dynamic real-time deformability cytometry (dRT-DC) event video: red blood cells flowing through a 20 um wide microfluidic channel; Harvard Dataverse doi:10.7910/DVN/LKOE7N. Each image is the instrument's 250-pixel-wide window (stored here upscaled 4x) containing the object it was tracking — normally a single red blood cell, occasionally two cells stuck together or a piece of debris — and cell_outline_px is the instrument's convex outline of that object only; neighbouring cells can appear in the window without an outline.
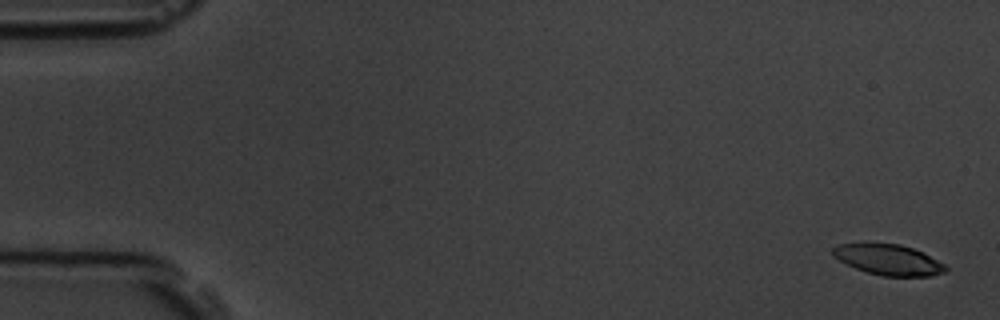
{"species": "common noctule bat (a hibernating species)", "species_latin": "Nyctalus noctula", "temperature_condition": "room temperature", "stored_images_in_passage": 5, "camera_frame_rate_fps": 3000, "um_per_image_px": 0.085, "animal": {"sex": "male", "body_mass_g": 19.5, "forearm_length_mm": 54.6}, "frame": {"image": 1, "passage_image": 1, "time_ms": 0.0, "image_size_px": [1000, 320], "cell_outline_px": [[948, 272], [932, 276], [884, 276], [868, 272], [856, 268], [832, 256], [832, 248], [836, 244], [900, 244], [924, 252], [944, 264], [948, 268]], "centroid_in_image_um": [75.57, 22.08], "position_along_channel_um": 9.4, "area_um2": 20.0}}
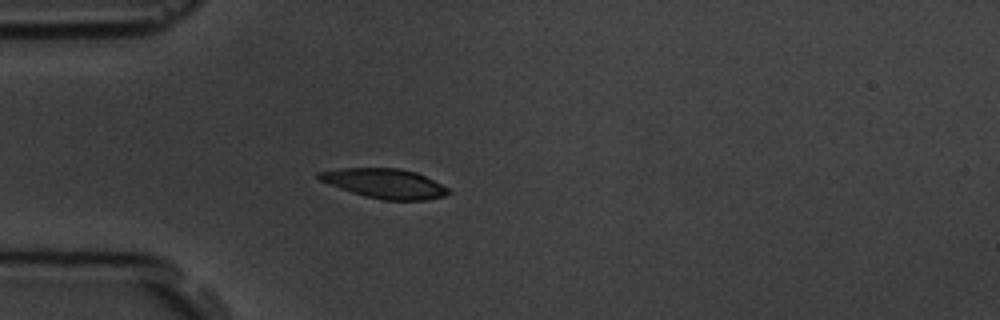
{"frame": {"image": 2, "passage_image": 5, "time_ms": 4.667, "image_size_px": [1000, 320], "cell_outline_px": [[452, 192], [444, 196], [424, 200], [384, 200], [364, 196], [328, 184], [320, 180], [316, 176], [316, 172], [340, 168], [400, 168], [416, 172], [448, 188]], "centroid_in_image_um": [32.67, 15.59], "position_along_channel_um": 52.3, "area_um2": 22.25}}